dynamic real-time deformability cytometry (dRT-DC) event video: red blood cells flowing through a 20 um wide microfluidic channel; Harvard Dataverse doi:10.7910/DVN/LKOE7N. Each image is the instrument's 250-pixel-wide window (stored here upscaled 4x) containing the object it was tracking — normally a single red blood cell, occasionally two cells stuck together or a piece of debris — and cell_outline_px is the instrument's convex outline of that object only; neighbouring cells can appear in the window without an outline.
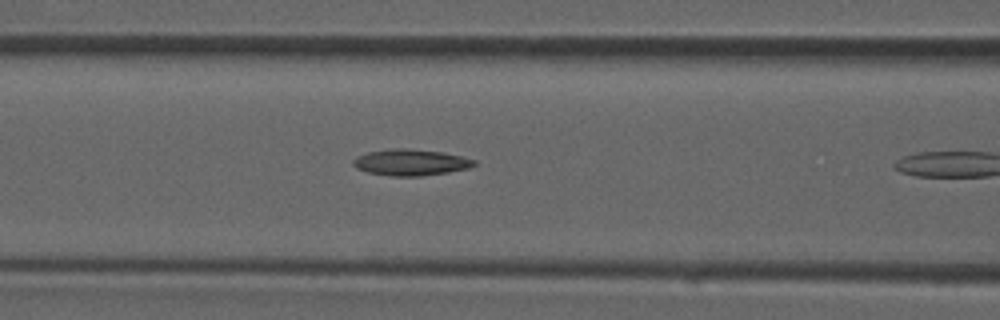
{"species": "common noctule bat (a hibernating species)", "species_latin": "Nyctalus noctula", "temperature_condition": "room temperature", "stored_images_in_passage": 5, "camera_frame_rate_fps": 3000, "um_per_image_px": 0.085, "animal": {"sex": "male", "forearm_length_mm": 52.5}, "frame": {"image": 1, "passage_image": 4, "time_ms": 1.0, "image_size_px": [1000, 320], "cell_outline_px": [[476, 164], [468, 168], [448, 172], [420, 176], [392, 176], [368, 172], [356, 168], [352, 164], [352, 160], [356, 156], [368, 152], [392, 148], [408, 148], [444, 152], [476, 160]], "centroid_in_image_um": [34.89, 13.79], "position_along_channel_um": 131.7, "area_um2": 18.55}}